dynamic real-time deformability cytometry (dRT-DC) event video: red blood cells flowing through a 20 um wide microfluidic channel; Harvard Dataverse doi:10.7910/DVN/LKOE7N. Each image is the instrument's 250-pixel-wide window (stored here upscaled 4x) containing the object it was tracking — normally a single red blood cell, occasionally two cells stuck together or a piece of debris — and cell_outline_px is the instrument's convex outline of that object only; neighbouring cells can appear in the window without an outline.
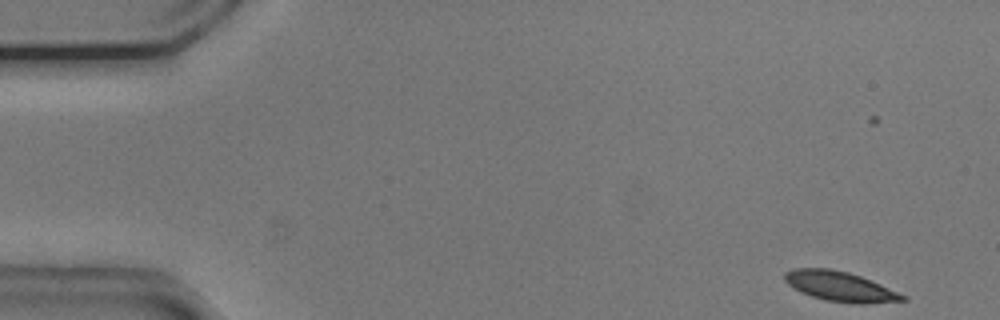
{"species": "common noctule bat (a hibernating species)", "species_latin": "Nyctalus noctula", "temperature_condition": "cold", "stored_images_in_passage": 52, "camera_frame_rate_fps": 3000, "um_per_image_px": 0.085, "animal": {"sex": "male", "body_mass_g": 20.5, "forearm_length_mm": 52.5}, "frame": {"image": 1, "passage_image": 1, "time_ms": 0.0, "image_size_px": [1000, 320], "cell_outline_px": [[908, 300], [864, 304], [852, 304], [824, 300], [800, 292], [788, 284], [784, 280], [784, 272], [792, 268], [828, 268], [848, 272], [860, 276], [880, 284], [908, 296]], "centroid_in_image_um": [71.4, 24.35], "position_along_channel_um": 13.6, "area_um2": 20.69}}
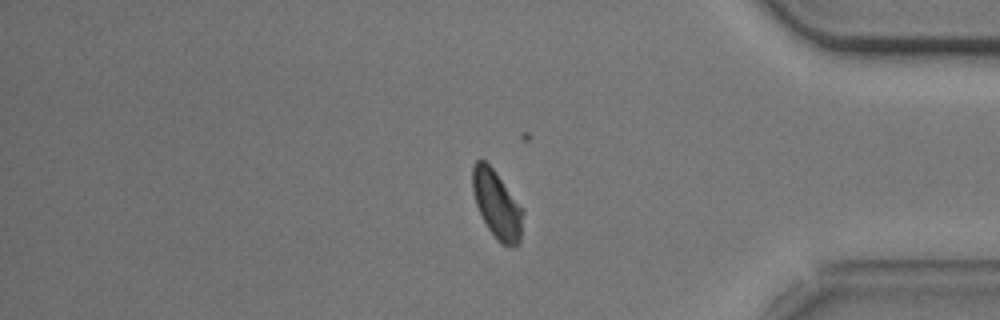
{"frame": {"image": 2, "passage_image": 43, "time_ms": 14.0, "image_size_px": [1000, 320], "cell_outline_px": [[524, 212], [520, 240], [516, 248], [512, 248], [500, 244], [496, 240], [488, 228], [476, 204], [472, 192], [472, 164], [476, 160], [484, 160], [496, 172], [524, 208]], "centroid_in_image_um": [42.26, 17.41], "position_along_channel_um": 392.9, "area_um2": 20.29}}
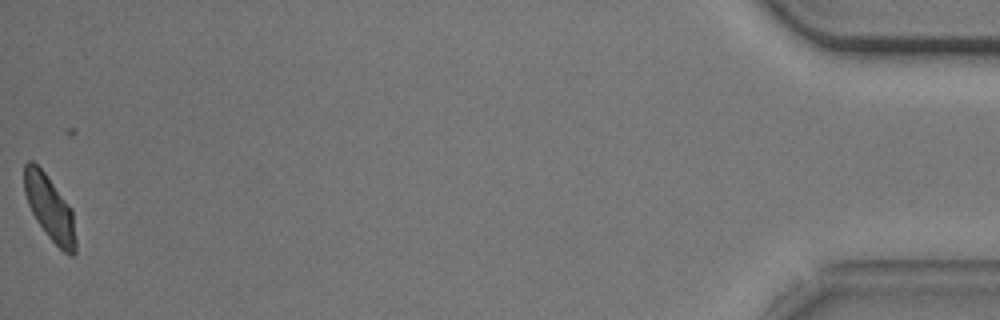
{"frame": {"image": 3, "passage_image": 52, "time_ms": 17.0, "image_size_px": [1000, 320], "cell_outline_px": [[76, 252], [72, 256], [64, 252], [48, 236], [36, 220], [28, 204], [24, 192], [24, 164], [28, 160], [32, 160], [44, 172], [72, 208], [76, 240]], "centroid_in_image_um": [4.23, 17.68], "position_along_channel_um": 431.0, "area_um2": 19.36}, "authors_computed_cell_mechanics": {"area_um2": 20.8947, "velocity_mm_per_s": 3.7088, "shape_relaxation_time_tau1_ms": 2.6472, "shape_relaxation_time_tau2_ms": null, "deformation_change_tau1": 0.0858, "deformation_change_tau2": null}}